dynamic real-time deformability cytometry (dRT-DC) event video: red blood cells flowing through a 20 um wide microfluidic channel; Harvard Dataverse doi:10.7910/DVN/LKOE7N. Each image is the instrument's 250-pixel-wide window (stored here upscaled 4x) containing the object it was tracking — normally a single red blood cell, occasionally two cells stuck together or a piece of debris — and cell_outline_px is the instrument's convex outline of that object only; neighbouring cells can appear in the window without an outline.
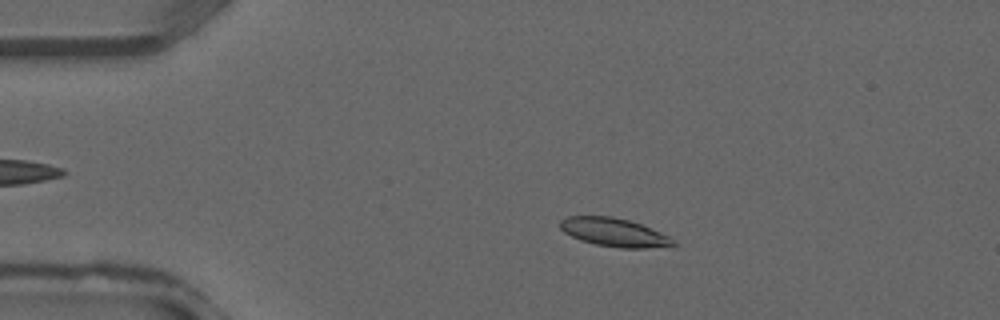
{"species": "common noctule bat (a hibernating species)", "species_latin": "Nyctalus noctula", "temperature_condition": "warm", "stored_images_in_passage": 38, "camera_frame_rate_fps": 3000, "um_per_image_px": 0.085, "animal": {"sex": "male", "forearm_length_mm": 52.5}, "frame": {"image": 1, "passage_image": 7, "time_ms": 2.0, "image_size_px": [1000, 320], "cell_outline_px": [[676, 244], [672, 248], [620, 248], [596, 244], [580, 240], [564, 232], [560, 228], [560, 220], [568, 216], [612, 216], [628, 220], [640, 224], [668, 236]], "centroid_in_image_um": [52.22, 19.76], "position_along_channel_um": 32.8, "area_um2": 18.73}}
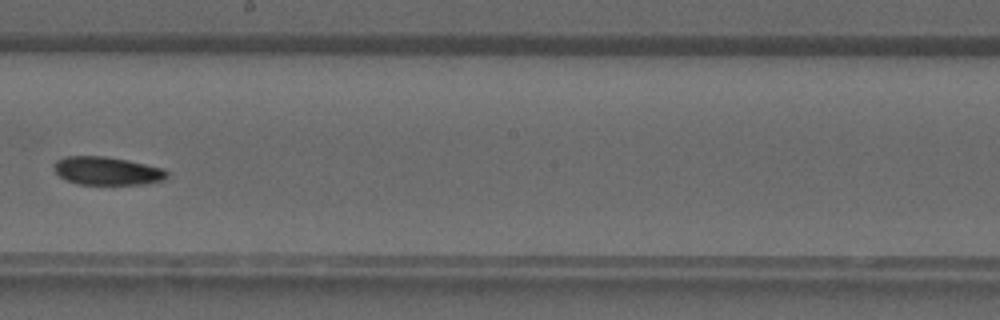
{"frame": {"image": 2, "passage_image": 21, "time_ms": 6.667, "image_size_px": [1000, 320], "cell_outline_px": [[168, 176], [164, 180], [144, 184], [80, 184], [64, 180], [56, 172], [52, 164], [56, 160], [64, 156], [104, 156], [128, 160], [164, 168], [168, 172]], "centroid_in_image_um": [9.09, 14.52], "position_along_channel_um": 239.1, "area_um2": 18.73}}
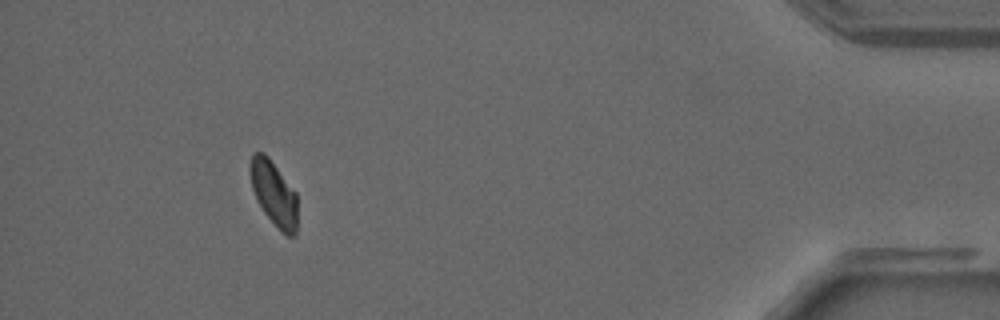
{"frame": {"image": 3, "passage_image": 34, "time_ms": 11.0, "image_size_px": [1000, 320], "cell_outline_px": [[296, 236], [288, 236], [264, 212], [252, 188], [252, 152], [264, 152], [268, 156], [296, 192]], "centroid_in_image_um": [23.31, 16.42], "position_along_channel_um": 411.9, "area_um2": 16.99}}